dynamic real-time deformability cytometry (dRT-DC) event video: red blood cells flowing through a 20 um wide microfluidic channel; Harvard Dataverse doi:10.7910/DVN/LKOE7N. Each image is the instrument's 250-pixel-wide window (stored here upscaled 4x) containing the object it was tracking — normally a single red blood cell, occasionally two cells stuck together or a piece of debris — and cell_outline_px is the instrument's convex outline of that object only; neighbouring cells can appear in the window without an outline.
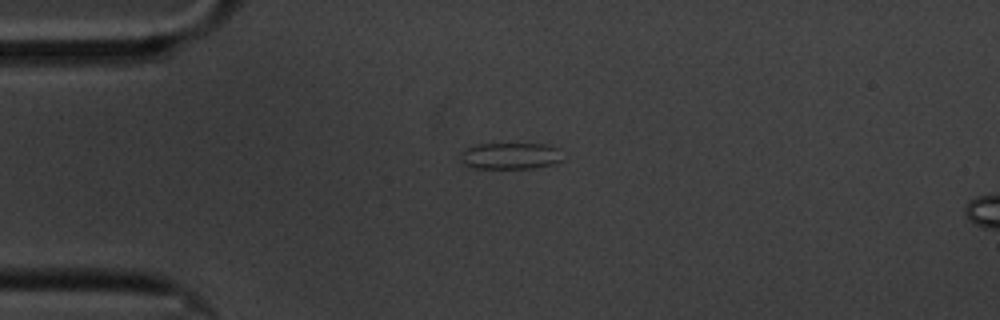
{"species": "common noctule bat (a hibernating species)", "species_latin": "Nyctalus noctula", "temperature_condition": "cold", "stored_images_in_passage": 46, "camera_frame_rate_fps": 3000, "um_per_image_px": 0.085, "animal": {"sex": "male", "body_mass_g": 20.1, "forearm_length_mm": 53.5}, "frame": {"image": 1, "passage_image": 1, "time_ms": 0.0, "image_size_px": [1000, 320], "cell_outline_px": [[560, 160], [556, 164], [532, 168], [476, 168], [464, 164], [460, 160], [460, 156], [464, 148], [476, 144], [544, 144], [560, 148]], "centroid_in_image_um": [43.36, 13.25], "position_along_channel_um": 41.6, "area_um2": 15.84}}
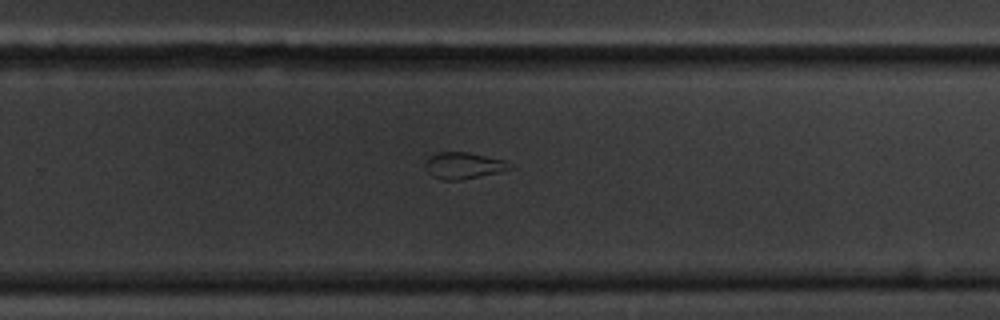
{"frame": {"image": 2, "passage_image": 25, "time_ms": 8.0, "image_size_px": [1000, 320], "cell_outline_px": [[516, 168], [500, 172], [456, 180], [444, 180], [432, 176], [428, 172], [424, 164], [428, 156], [436, 152], [468, 152], [504, 160]], "centroid_in_image_um": [39.39, 14.06], "position_along_channel_um": 290.4, "area_um2": 13.06}}
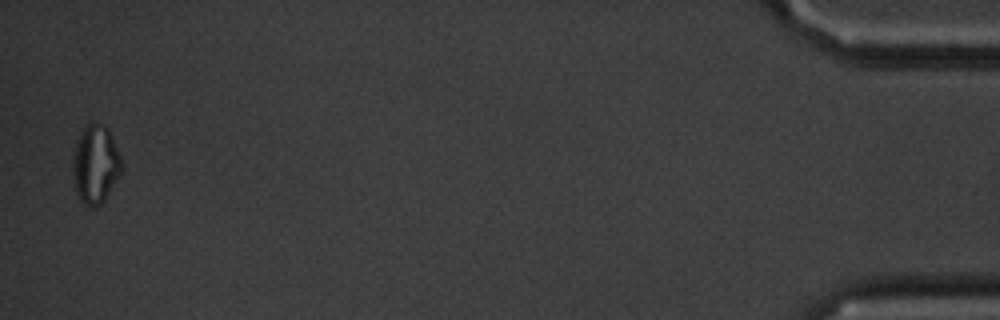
{"frame": {"image": 3, "passage_image": 45, "time_ms": 14.667, "image_size_px": [1000, 320], "cell_outline_px": [[120, 176], [104, 200], [96, 208], [92, 208], [84, 204], [80, 200], [76, 192], [72, 176], [72, 160], [76, 140], [84, 124], [104, 124], [108, 128], [120, 156]], "centroid_in_image_um": [8.07, 13.98], "position_along_channel_um": 427.1, "area_um2": 22.43}, "authors_computed_cell_mechanics": {"area_um2": 14.0165, "velocity_mm_per_s": 3.3828, "shape_relaxation_time_tau1_ms": null, "shape_relaxation_time_tau2_ms": 1.8158, "deformation_change_tau1": null, "deformation_change_tau2": 0.1015}}